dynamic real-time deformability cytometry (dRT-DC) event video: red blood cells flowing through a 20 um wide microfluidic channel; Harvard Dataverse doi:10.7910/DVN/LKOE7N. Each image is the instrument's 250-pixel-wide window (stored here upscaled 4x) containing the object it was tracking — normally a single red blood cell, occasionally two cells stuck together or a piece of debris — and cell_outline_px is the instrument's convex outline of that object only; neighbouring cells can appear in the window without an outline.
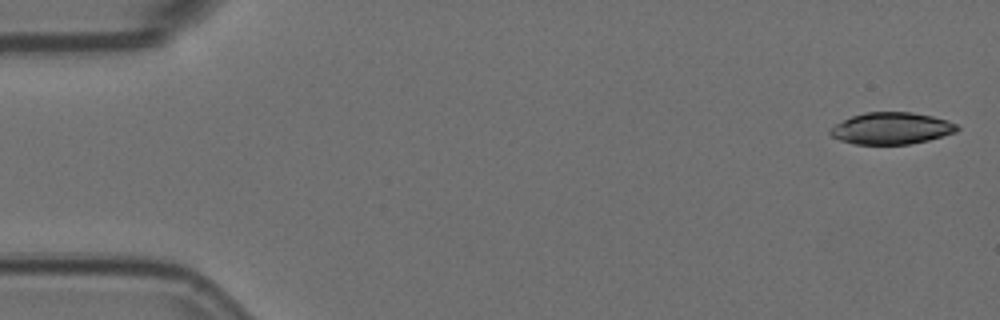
{"species": "Egyptian fruit bat (a non-hibernating species)", "species_latin": "Rousettus aegyptiacus", "temperature_condition": "room temperature", "stored_images_in_passage": 6, "segment_of_instrument_passage": [1, 2], "camera_frame_rate_fps": 3000, "um_per_image_px": 0.085, "animal": {"sex": "female"}, "frame": {"image": 1, "passage_image": 1, "time_ms": 0.0, "image_size_px": [1000, 320], "cell_outline_px": [[960, 128], [956, 132], [928, 140], [908, 144], [856, 144], [840, 140], [832, 136], [828, 132], [836, 124], [852, 116], [864, 112], [912, 112], [932, 116], [948, 120], [956, 124]], "centroid_in_image_um": [75.79, 10.9], "position_along_channel_um": 9.2, "area_um2": 23.35}}
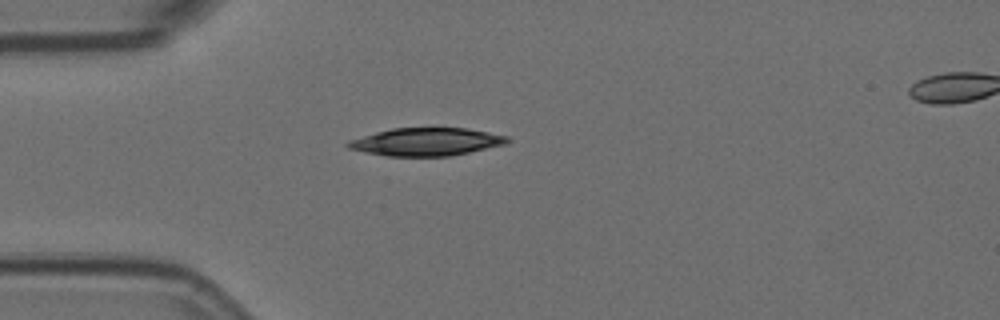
{"frame": {"image": 2, "passage_image": 5, "time_ms": 1.333, "image_size_px": [1000, 320], "cell_outline_px": [[512, 140], [504, 144], [468, 152], [448, 156], [388, 156], [364, 152], [348, 148], [344, 144], [348, 140], [376, 132], [392, 128], [468, 128], [508, 136]], "centroid_in_image_um": [36.2, 12.05], "position_along_channel_um": 48.8, "area_um2": 25.78}}